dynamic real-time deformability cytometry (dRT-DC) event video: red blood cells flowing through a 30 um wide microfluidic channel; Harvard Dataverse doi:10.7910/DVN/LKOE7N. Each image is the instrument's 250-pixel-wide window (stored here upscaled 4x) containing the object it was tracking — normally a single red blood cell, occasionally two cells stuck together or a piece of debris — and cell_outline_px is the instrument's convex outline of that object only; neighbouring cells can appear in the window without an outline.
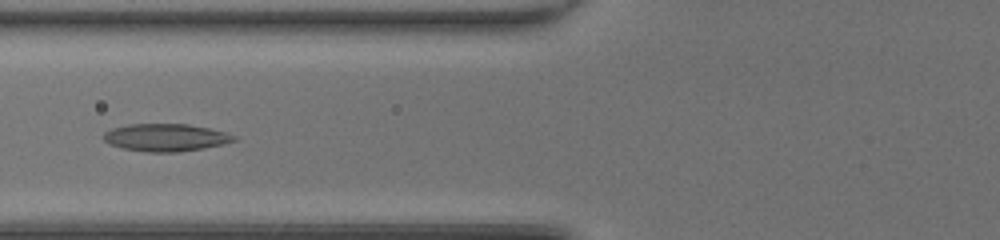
{"species": "common noctule bat (a hibernating species)", "species_latin": "Nyctalus noctula", "temperature_condition": "room temperature", "stored_images_in_passage": 50, "camera_frame_rate_fps": 3000, "um_per_image_px": 0.085, "animal": {"sex": "female", "body_mass_g": 20.0, "forearm_length_mm": 54.0}, "frame": {"image": 1, "passage_image": 22, "time_ms": 7.0, "image_size_px": [1000, 240], "cell_outline_px": [[236, 140], [224, 144], [204, 148], [180, 152], [148, 152], [124, 148], [108, 144], [100, 136], [104, 132], [112, 128], [128, 124], [188, 124], [208, 128], [224, 132], [236, 136]], "centroid_in_image_um": [14.05, 11.69], "position_along_channel_um": 111.7, "area_um2": 20.98}}
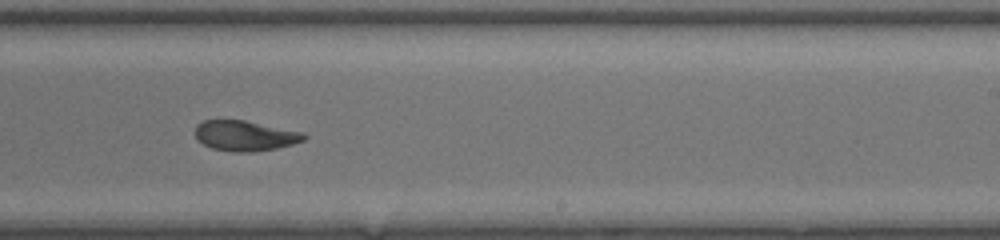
{"frame": {"image": 2, "passage_image": 33, "time_ms": 10.667, "image_size_px": [1000, 240], "cell_outline_px": [[308, 136], [304, 140], [292, 144], [276, 148], [252, 152], [236, 152], [212, 148], [196, 140], [196, 124], [204, 120], [244, 120], [304, 132]], "centroid_in_image_um": [20.83, 11.53], "position_along_channel_um": 268.2, "area_um2": 19.19}}
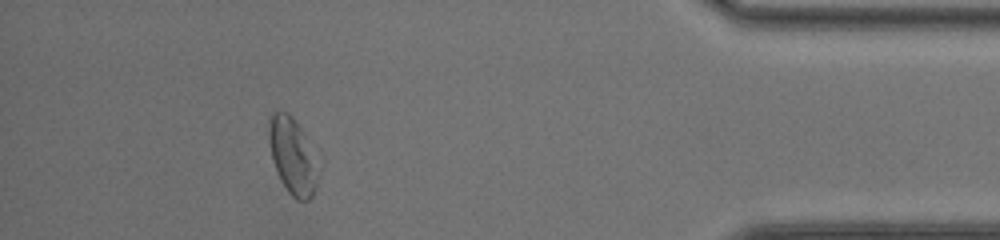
{"frame": {"image": 3, "passage_image": 46, "time_ms": 15.0, "image_size_px": [1000, 240], "cell_outline_px": [[324, 164], [316, 188], [312, 196], [308, 200], [296, 200], [288, 192], [280, 180], [272, 160], [268, 140], [268, 120], [272, 112], [288, 112], [292, 116], [324, 160]], "centroid_in_image_um": [24.98, 13.28], "position_along_channel_um": 410.2, "area_um2": 23.52}, "authors_computed_cell_mechanics": {"area_um2": 22.1374, "velocity_mm_per_s": 4.2725, "shape_relaxation_time_tau1_ms": null, "shape_relaxation_time_tau2_ms": 2.1245, "deformation_change_tau1": null, "deformation_change_tau2": 0.0839}}